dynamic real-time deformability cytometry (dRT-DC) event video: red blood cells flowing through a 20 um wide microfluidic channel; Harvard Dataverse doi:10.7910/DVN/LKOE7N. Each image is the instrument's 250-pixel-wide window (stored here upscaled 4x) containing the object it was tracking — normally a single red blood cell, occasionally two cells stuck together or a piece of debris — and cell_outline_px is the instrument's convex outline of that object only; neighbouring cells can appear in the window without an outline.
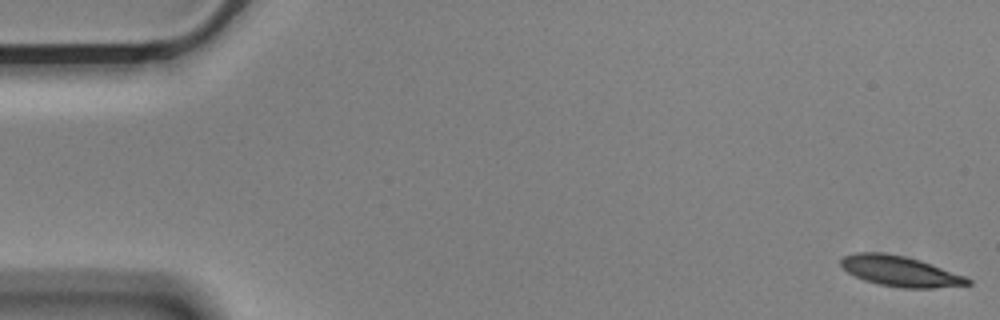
{"species": "Egyptian fruit bat (a non-hibernating species)", "species_latin": "Rousettus aegyptiacus", "temperature_condition": "cold", "stored_images_in_passage": 57, "camera_frame_rate_fps": 3000, "um_per_image_px": 0.085, "animal": {"sex": "male"}, "frame": {"image": 1, "passage_image": 1, "time_ms": 0.0, "image_size_px": [1000, 320], "cell_outline_px": [[972, 284], [932, 288], [900, 288], [880, 284], [864, 280], [848, 272], [840, 264], [840, 260], [844, 256], [856, 252], [884, 252], [904, 256], [920, 260], [964, 276], [972, 280]], "centroid_in_image_um": [76.5, 23.05], "position_along_channel_um": 8.5, "area_um2": 22.31}}
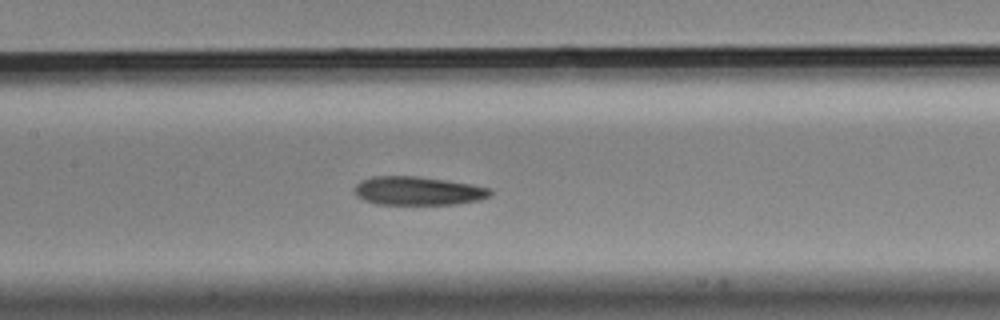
{"frame": {"image": 2, "passage_image": 26, "time_ms": 8.333, "image_size_px": [1000, 320], "cell_outline_px": [[492, 192], [488, 196], [476, 200], [452, 204], [380, 204], [364, 200], [356, 196], [356, 184], [360, 180], [372, 176], [416, 176], [444, 180], [468, 184], [488, 188]], "centroid_in_image_um": [35.45, 16.21], "position_along_channel_um": 171.9, "area_um2": 22.14}}
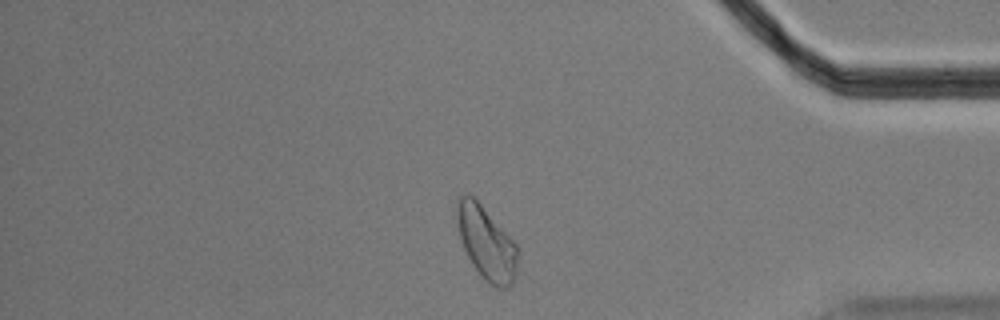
{"frame": {"image": 3, "passage_image": 47, "time_ms": 15.333, "image_size_px": [1000, 320], "cell_outline_px": [[516, 276], [512, 284], [508, 288], [496, 288], [484, 280], [472, 264], [460, 240], [456, 220], [456, 204], [460, 196], [468, 192], [480, 204], [516, 244]], "centroid_in_image_um": [41.31, 20.67], "position_along_channel_um": 393.9, "area_um2": 25.61}, "authors_computed_cell_mechanics": {"area_um2": 23.12, "velocity_mm_per_s": 3.5688, "shape_relaxation_time_tau1_ms": 10.7471, "shape_relaxation_time_tau2_ms": 4.7493, "deformation_change_tau1": 0.1884, "deformation_change_tau2": 0.1292}}